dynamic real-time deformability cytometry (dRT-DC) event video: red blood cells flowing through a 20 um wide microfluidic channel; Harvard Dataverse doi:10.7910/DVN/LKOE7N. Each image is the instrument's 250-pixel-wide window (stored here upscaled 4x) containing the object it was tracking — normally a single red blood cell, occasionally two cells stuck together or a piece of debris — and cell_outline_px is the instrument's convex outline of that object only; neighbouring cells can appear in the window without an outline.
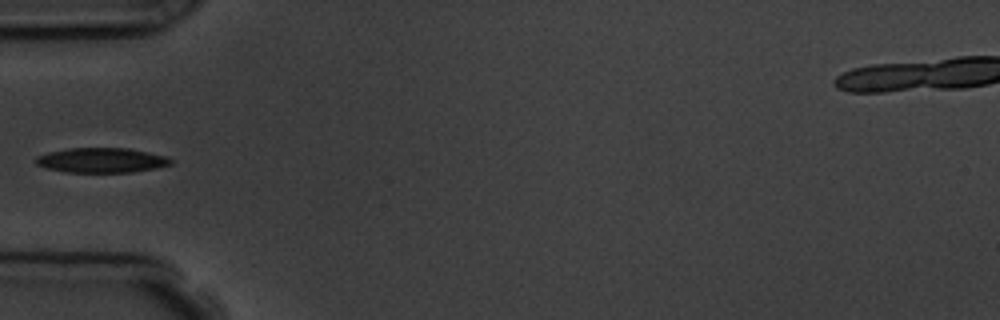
{"species": "common noctule bat (a hibernating species)", "species_latin": "Nyctalus noctula", "temperature_condition": "room temperature", "stored_images_in_passage": 7, "camera_frame_rate_fps": 3000, "um_per_image_px": 0.085, "animal": {"sex": "male", "body_mass_g": 19.5, "forearm_length_mm": 54.6}, "frame": {"image": 1, "passage_image": 6, "time_ms": 5.667, "image_size_px": [1000, 320], "cell_outline_px": [[172, 164], [156, 168], [132, 172], [64, 172], [44, 168], [36, 164], [36, 156], [48, 152], [68, 148], [128, 148], [168, 156], [172, 160]], "centroid_in_image_um": [8.62, 13.62], "position_along_channel_um": 76.4, "area_um2": 19.65}}